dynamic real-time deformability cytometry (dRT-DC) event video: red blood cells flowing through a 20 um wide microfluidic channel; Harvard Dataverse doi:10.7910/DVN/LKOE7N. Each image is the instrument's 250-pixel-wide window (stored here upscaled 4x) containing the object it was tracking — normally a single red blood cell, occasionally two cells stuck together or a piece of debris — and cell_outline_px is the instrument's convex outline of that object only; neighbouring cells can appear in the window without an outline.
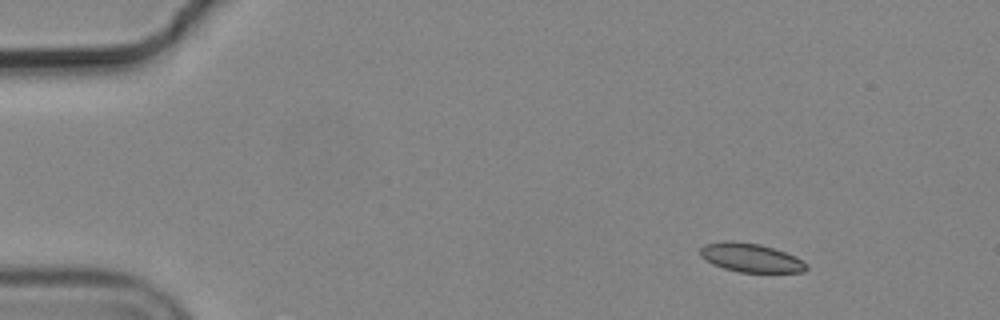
{"species": "common noctule bat (a hibernating species)", "species_latin": "Nyctalus noctula", "temperature_condition": "cold", "stored_images_in_passage": 3, "camera_frame_rate_fps": 3000, "um_per_image_px": 0.085, "animal": {"sex": "male", "body_mass_g": 19.2, "forearm_length_mm": 51.8}, "frame": {"image": 1, "passage_image": 1, "time_ms": 0.0, "image_size_px": [1000, 320], "cell_outline_px": [[808, 268], [804, 272], [740, 272], [724, 268], [712, 264], [700, 256], [700, 248], [704, 244], [724, 240], [732, 240], [760, 244], [796, 256], [808, 264]], "centroid_in_image_um": [63.8, 21.9], "position_along_channel_um": 21.2, "area_um2": 17.92}}